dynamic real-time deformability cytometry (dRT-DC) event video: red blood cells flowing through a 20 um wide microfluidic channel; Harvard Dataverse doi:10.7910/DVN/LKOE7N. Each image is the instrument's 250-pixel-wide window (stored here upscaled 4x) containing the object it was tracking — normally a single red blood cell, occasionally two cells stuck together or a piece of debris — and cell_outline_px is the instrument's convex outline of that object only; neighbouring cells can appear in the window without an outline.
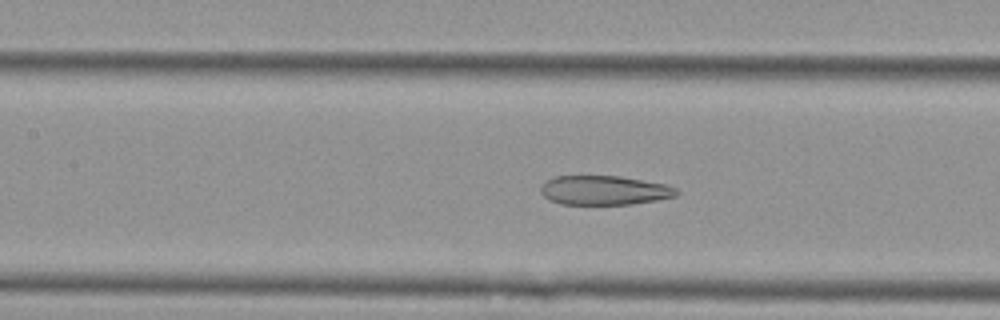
{"species": "Egyptian fruit bat (a non-hibernating species)", "species_latin": "Rousettus aegyptiacus", "temperature_condition": "cold", "stored_images_in_passage": 36, "camera_frame_rate_fps": 3000, "um_per_image_px": 0.085, "animal": {"sex": "female"}, "frame": {"image": 1, "passage_image": 10, "time_ms": 3.0, "image_size_px": [1000, 320], "cell_outline_px": [[680, 192], [676, 196], [656, 200], [632, 204], [560, 204], [548, 200], [540, 192], [540, 188], [548, 180], [556, 176], [620, 176], [664, 184], [676, 188]], "centroid_in_image_um": [51.36, 16.18], "position_along_channel_um": 156.0, "area_um2": 23.06}}
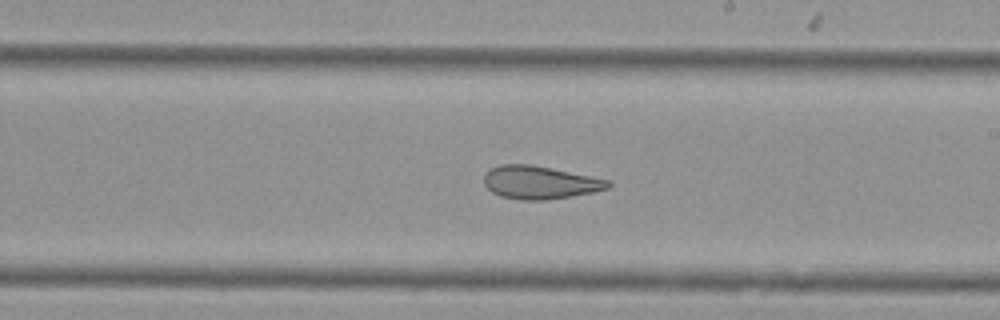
{"frame": {"image": 2, "passage_image": 17, "time_ms": 5.333, "image_size_px": [1000, 320], "cell_outline_px": [[612, 188], [572, 196], [544, 200], [520, 200], [500, 196], [492, 192], [484, 184], [484, 176], [492, 168], [500, 164], [528, 164], [612, 180]], "centroid_in_image_um": [45.92, 15.52], "position_along_channel_um": 243.1, "area_um2": 23.81}}
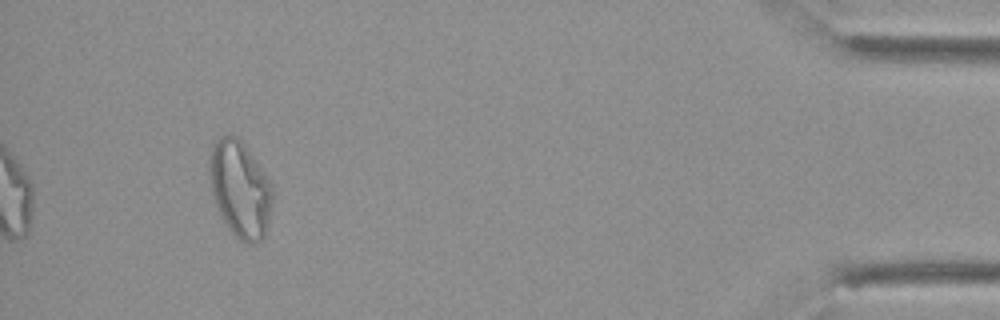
{"frame": {"image": 3, "passage_image": 36, "time_ms": 11.667, "image_size_px": [1000, 320], "cell_outline_px": [[272, 208], [264, 236], [256, 244], [244, 244], [228, 228], [220, 216], [212, 196], [208, 176], [208, 164], [212, 140], [220, 136], [236, 136], [244, 144], [272, 184]], "centroid_in_image_um": [20.36, 16.08], "position_along_channel_um": 414.8, "area_um2": 35.89}, "authors_computed_cell_mechanics": {"area_um2": 25.2297, "velocity_mm_per_s": 3.751, "shape_relaxation_time_tau1_ms": null, "shape_relaxation_time_tau2_ms": 2.7554, "deformation_change_tau1": null, "deformation_change_tau2": 0.0951}}